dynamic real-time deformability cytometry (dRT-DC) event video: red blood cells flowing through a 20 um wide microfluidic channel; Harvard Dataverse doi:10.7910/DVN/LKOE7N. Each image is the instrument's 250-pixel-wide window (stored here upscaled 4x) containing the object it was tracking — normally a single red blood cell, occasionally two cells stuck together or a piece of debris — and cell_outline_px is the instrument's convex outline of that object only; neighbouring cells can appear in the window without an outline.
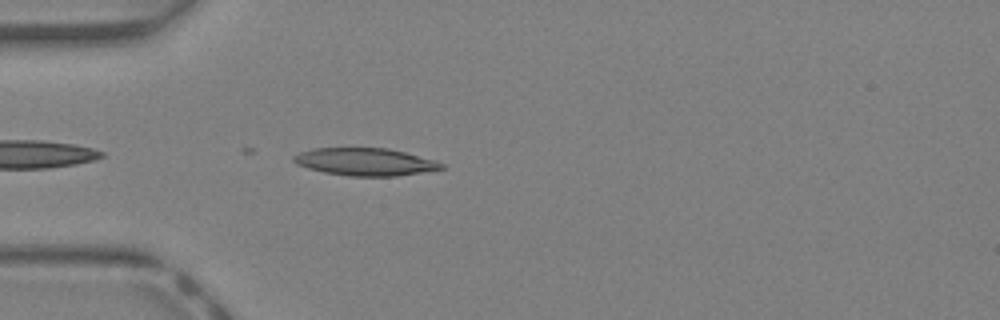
{"species": "Egyptian fruit bat (a non-hibernating species)", "species_latin": "Rousettus aegyptiacus", "temperature_condition": "warm", "stored_images_in_passage": 6, "camera_frame_rate_fps": 3000, "um_per_image_px": 0.085, "animal": {"sex": "female"}, "frame": {"image": 1, "passage_image": 2, "time_ms": 0.333, "image_size_px": [1000, 320], "cell_outline_px": [[444, 168], [396, 176], [348, 176], [324, 172], [308, 168], [296, 164], [292, 160], [292, 156], [300, 152], [312, 148], [388, 148], [404, 152], [432, 160], [444, 164]], "centroid_in_image_um": [30.96, 13.75], "position_along_channel_um": 54.0, "area_um2": 23.47}}